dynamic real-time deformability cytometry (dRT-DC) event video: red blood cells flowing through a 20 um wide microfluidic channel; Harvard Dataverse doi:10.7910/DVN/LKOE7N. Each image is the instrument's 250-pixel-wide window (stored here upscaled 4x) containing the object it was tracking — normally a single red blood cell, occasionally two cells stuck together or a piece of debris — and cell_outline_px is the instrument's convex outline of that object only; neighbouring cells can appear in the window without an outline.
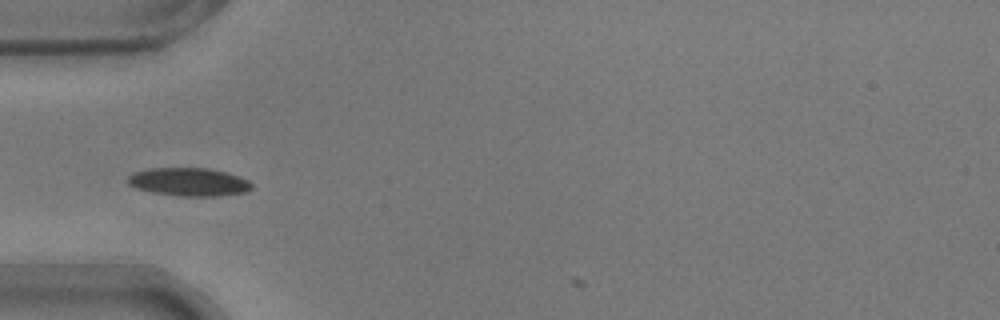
{"species": "common noctule bat (a hibernating species)", "species_latin": "Nyctalus noctula", "temperature_condition": "warm", "stored_images_in_passage": 3, "camera_frame_rate_fps": 3000, "um_per_image_px": 0.085, "animal": {"sex": "male", "body_mass_g": 17.9}, "frame": {"image": 1, "passage_image": 1, "time_ms": 0.0, "image_size_px": [1000, 320], "cell_outline_px": [[252, 188], [248, 192], [216, 196], [180, 196], [152, 192], [136, 188], [128, 184], [128, 176], [136, 172], [152, 168], [208, 168], [240, 176], [248, 180], [252, 184]], "centroid_in_image_um": [16.09, 15.47], "position_along_channel_um": 68.9, "area_um2": 20.29}}